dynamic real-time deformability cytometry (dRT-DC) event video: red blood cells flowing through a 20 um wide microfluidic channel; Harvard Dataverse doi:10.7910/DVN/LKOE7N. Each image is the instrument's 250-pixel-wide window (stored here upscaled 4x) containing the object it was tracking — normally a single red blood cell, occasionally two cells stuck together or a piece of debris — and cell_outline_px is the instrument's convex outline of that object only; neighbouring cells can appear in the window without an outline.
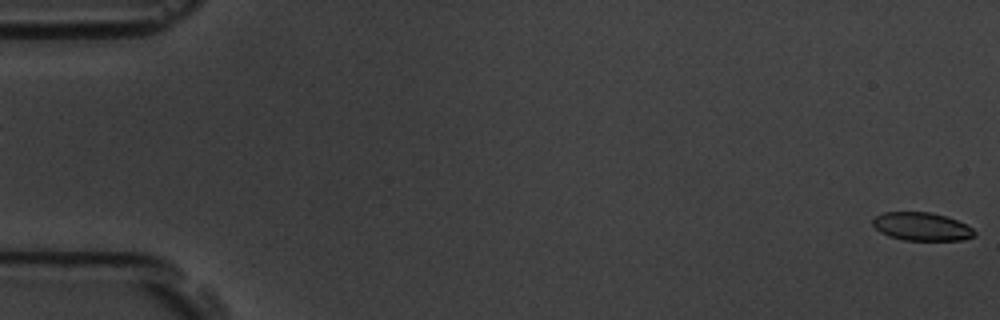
{"species": "common noctule bat (a hibernating species)", "species_latin": "Nyctalus noctula", "temperature_condition": "room temperature", "stored_images_in_passage": 6, "segment_of_instrument_passage": [2, 2], "camera_frame_rate_fps": 3000, "um_per_image_px": 0.085, "animal": {"sex": "male", "body_mass_g": 19.5, "forearm_length_mm": 54.6}, "frame": {"image": 1, "passage_image": 6, "time_ms": 1.667, "image_size_px": [1000, 320], "cell_outline_px": [[976, 236], [964, 240], [904, 240], [888, 236], [880, 232], [872, 224], [872, 220], [876, 216], [884, 212], [928, 212], [944, 216], [956, 220], [972, 228], [976, 232]], "centroid_in_image_um": [78.34, 19.27], "position_along_channel_um": 6.7, "area_um2": 16.65}}